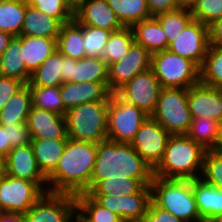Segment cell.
<instances>
[{"label":"cell","instance_id":"47","mask_svg":"<svg viewBox=\"0 0 222 222\" xmlns=\"http://www.w3.org/2000/svg\"><path fill=\"white\" fill-rule=\"evenodd\" d=\"M146 3L151 16L178 8L176 0H146Z\"/></svg>","mask_w":222,"mask_h":222},{"label":"cell","instance_id":"57","mask_svg":"<svg viewBox=\"0 0 222 222\" xmlns=\"http://www.w3.org/2000/svg\"><path fill=\"white\" fill-rule=\"evenodd\" d=\"M5 175V156L0 154V177Z\"/></svg>","mask_w":222,"mask_h":222},{"label":"cell","instance_id":"21","mask_svg":"<svg viewBox=\"0 0 222 222\" xmlns=\"http://www.w3.org/2000/svg\"><path fill=\"white\" fill-rule=\"evenodd\" d=\"M192 190L203 222H210L222 215V189L205 182L202 178H196L192 179Z\"/></svg>","mask_w":222,"mask_h":222},{"label":"cell","instance_id":"3","mask_svg":"<svg viewBox=\"0 0 222 222\" xmlns=\"http://www.w3.org/2000/svg\"><path fill=\"white\" fill-rule=\"evenodd\" d=\"M205 152L187 134L171 135L153 175L165 179L201 178Z\"/></svg>","mask_w":222,"mask_h":222},{"label":"cell","instance_id":"52","mask_svg":"<svg viewBox=\"0 0 222 222\" xmlns=\"http://www.w3.org/2000/svg\"><path fill=\"white\" fill-rule=\"evenodd\" d=\"M13 38L12 34L0 31V55L9 47Z\"/></svg>","mask_w":222,"mask_h":222},{"label":"cell","instance_id":"15","mask_svg":"<svg viewBox=\"0 0 222 222\" xmlns=\"http://www.w3.org/2000/svg\"><path fill=\"white\" fill-rule=\"evenodd\" d=\"M101 206L119 215L124 222H138L146 213L151 200L150 185H145L138 193L127 196L90 195Z\"/></svg>","mask_w":222,"mask_h":222},{"label":"cell","instance_id":"53","mask_svg":"<svg viewBox=\"0 0 222 222\" xmlns=\"http://www.w3.org/2000/svg\"><path fill=\"white\" fill-rule=\"evenodd\" d=\"M71 222H93L91 221L77 206L75 207L72 216Z\"/></svg>","mask_w":222,"mask_h":222},{"label":"cell","instance_id":"36","mask_svg":"<svg viewBox=\"0 0 222 222\" xmlns=\"http://www.w3.org/2000/svg\"><path fill=\"white\" fill-rule=\"evenodd\" d=\"M200 83L222 89V47L209 45L200 67Z\"/></svg>","mask_w":222,"mask_h":222},{"label":"cell","instance_id":"29","mask_svg":"<svg viewBox=\"0 0 222 222\" xmlns=\"http://www.w3.org/2000/svg\"><path fill=\"white\" fill-rule=\"evenodd\" d=\"M32 107L29 85L25 84L0 110V124L26 123Z\"/></svg>","mask_w":222,"mask_h":222},{"label":"cell","instance_id":"10","mask_svg":"<svg viewBox=\"0 0 222 222\" xmlns=\"http://www.w3.org/2000/svg\"><path fill=\"white\" fill-rule=\"evenodd\" d=\"M162 86L151 69L135 75L116 93L151 117L155 111Z\"/></svg>","mask_w":222,"mask_h":222},{"label":"cell","instance_id":"48","mask_svg":"<svg viewBox=\"0 0 222 222\" xmlns=\"http://www.w3.org/2000/svg\"><path fill=\"white\" fill-rule=\"evenodd\" d=\"M209 45L222 47V18L209 26Z\"/></svg>","mask_w":222,"mask_h":222},{"label":"cell","instance_id":"24","mask_svg":"<svg viewBox=\"0 0 222 222\" xmlns=\"http://www.w3.org/2000/svg\"><path fill=\"white\" fill-rule=\"evenodd\" d=\"M27 72L31 75L56 49L57 40L20 35Z\"/></svg>","mask_w":222,"mask_h":222},{"label":"cell","instance_id":"37","mask_svg":"<svg viewBox=\"0 0 222 222\" xmlns=\"http://www.w3.org/2000/svg\"><path fill=\"white\" fill-rule=\"evenodd\" d=\"M29 89L31 92L32 106L65 116L67 111L64 108L61 98L60 86H29Z\"/></svg>","mask_w":222,"mask_h":222},{"label":"cell","instance_id":"23","mask_svg":"<svg viewBox=\"0 0 222 222\" xmlns=\"http://www.w3.org/2000/svg\"><path fill=\"white\" fill-rule=\"evenodd\" d=\"M131 28L135 43L151 54L168 49L167 36L154 16L135 23Z\"/></svg>","mask_w":222,"mask_h":222},{"label":"cell","instance_id":"13","mask_svg":"<svg viewBox=\"0 0 222 222\" xmlns=\"http://www.w3.org/2000/svg\"><path fill=\"white\" fill-rule=\"evenodd\" d=\"M152 54L143 46L134 43L126 56L108 67V89L116 93L135 75L151 68Z\"/></svg>","mask_w":222,"mask_h":222},{"label":"cell","instance_id":"45","mask_svg":"<svg viewBox=\"0 0 222 222\" xmlns=\"http://www.w3.org/2000/svg\"><path fill=\"white\" fill-rule=\"evenodd\" d=\"M138 222H185L150 200L145 215Z\"/></svg>","mask_w":222,"mask_h":222},{"label":"cell","instance_id":"30","mask_svg":"<svg viewBox=\"0 0 222 222\" xmlns=\"http://www.w3.org/2000/svg\"><path fill=\"white\" fill-rule=\"evenodd\" d=\"M73 82L103 83L108 88V65L100 57H83L76 60Z\"/></svg>","mask_w":222,"mask_h":222},{"label":"cell","instance_id":"38","mask_svg":"<svg viewBox=\"0 0 222 222\" xmlns=\"http://www.w3.org/2000/svg\"><path fill=\"white\" fill-rule=\"evenodd\" d=\"M187 135L205 150H216L217 121L211 118H194Z\"/></svg>","mask_w":222,"mask_h":222},{"label":"cell","instance_id":"31","mask_svg":"<svg viewBox=\"0 0 222 222\" xmlns=\"http://www.w3.org/2000/svg\"><path fill=\"white\" fill-rule=\"evenodd\" d=\"M123 27H132L151 16L146 0H107Z\"/></svg>","mask_w":222,"mask_h":222},{"label":"cell","instance_id":"59","mask_svg":"<svg viewBox=\"0 0 222 222\" xmlns=\"http://www.w3.org/2000/svg\"><path fill=\"white\" fill-rule=\"evenodd\" d=\"M0 1H25V0H0Z\"/></svg>","mask_w":222,"mask_h":222},{"label":"cell","instance_id":"32","mask_svg":"<svg viewBox=\"0 0 222 222\" xmlns=\"http://www.w3.org/2000/svg\"><path fill=\"white\" fill-rule=\"evenodd\" d=\"M134 43V34L131 27H123L121 30L112 32L101 54V58L105 60L109 67L126 56Z\"/></svg>","mask_w":222,"mask_h":222},{"label":"cell","instance_id":"1","mask_svg":"<svg viewBox=\"0 0 222 222\" xmlns=\"http://www.w3.org/2000/svg\"><path fill=\"white\" fill-rule=\"evenodd\" d=\"M96 157L97 144L68 138L57 167L47 177L48 192L87 193Z\"/></svg>","mask_w":222,"mask_h":222},{"label":"cell","instance_id":"2","mask_svg":"<svg viewBox=\"0 0 222 222\" xmlns=\"http://www.w3.org/2000/svg\"><path fill=\"white\" fill-rule=\"evenodd\" d=\"M130 177L150 185L153 168L135 151L130 143L105 140L97 144V157L90 179V189L103 179Z\"/></svg>","mask_w":222,"mask_h":222},{"label":"cell","instance_id":"17","mask_svg":"<svg viewBox=\"0 0 222 222\" xmlns=\"http://www.w3.org/2000/svg\"><path fill=\"white\" fill-rule=\"evenodd\" d=\"M187 101L192 119H222V89L198 83L187 89Z\"/></svg>","mask_w":222,"mask_h":222},{"label":"cell","instance_id":"20","mask_svg":"<svg viewBox=\"0 0 222 222\" xmlns=\"http://www.w3.org/2000/svg\"><path fill=\"white\" fill-rule=\"evenodd\" d=\"M109 89L97 82H65L60 85V94L66 111L83 103L109 101Z\"/></svg>","mask_w":222,"mask_h":222},{"label":"cell","instance_id":"49","mask_svg":"<svg viewBox=\"0 0 222 222\" xmlns=\"http://www.w3.org/2000/svg\"><path fill=\"white\" fill-rule=\"evenodd\" d=\"M74 66H76V60L63 55V72H61L63 83L73 82Z\"/></svg>","mask_w":222,"mask_h":222},{"label":"cell","instance_id":"35","mask_svg":"<svg viewBox=\"0 0 222 222\" xmlns=\"http://www.w3.org/2000/svg\"><path fill=\"white\" fill-rule=\"evenodd\" d=\"M154 17L158 20L167 36L168 47L176 41L179 34L194 19L190 9L179 7L175 10L157 14Z\"/></svg>","mask_w":222,"mask_h":222},{"label":"cell","instance_id":"14","mask_svg":"<svg viewBox=\"0 0 222 222\" xmlns=\"http://www.w3.org/2000/svg\"><path fill=\"white\" fill-rule=\"evenodd\" d=\"M209 47V27L193 19L169 47L171 52L202 66Z\"/></svg>","mask_w":222,"mask_h":222},{"label":"cell","instance_id":"22","mask_svg":"<svg viewBox=\"0 0 222 222\" xmlns=\"http://www.w3.org/2000/svg\"><path fill=\"white\" fill-rule=\"evenodd\" d=\"M62 25L63 24L57 18L50 17L27 3L20 35L57 40Z\"/></svg>","mask_w":222,"mask_h":222},{"label":"cell","instance_id":"25","mask_svg":"<svg viewBox=\"0 0 222 222\" xmlns=\"http://www.w3.org/2000/svg\"><path fill=\"white\" fill-rule=\"evenodd\" d=\"M0 76L29 83L31 75L26 70L22 42L17 37L12 39L9 47L0 55Z\"/></svg>","mask_w":222,"mask_h":222},{"label":"cell","instance_id":"28","mask_svg":"<svg viewBox=\"0 0 222 222\" xmlns=\"http://www.w3.org/2000/svg\"><path fill=\"white\" fill-rule=\"evenodd\" d=\"M83 47V25L74 19L63 24L57 38V49L65 57L79 60L85 57Z\"/></svg>","mask_w":222,"mask_h":222},{"label":"cell","instance_id":"27","mask_svg":"<svg viewBox=\"0 0 222 222\" xmlns=\"http://www.w3.org/2000/svg\"><path fill=\"white\" fill-rule=\"evenodd\" d=\"M63 72V54L56 49L32 74L29 86H60Z\"/></svg>","mask_w":222,"mask_h":222},{"label":"cell","instance_id":"54","mask_svg":"<svg viewBox=\"0 0 222 222\" xmlns=\"http://www.w3.org/2000/svg\"><path fill=\"white\" fill-rule=\"evenodd\" d=\"M216 151L222 152V119L217 122Z\"/></svg>","mask_w":222,"mask_h":222},{"label":"cell","instance_id":"12","mask_svg":"<svg viewBox=\"0 0 222 222\" xmlns=\"http://www.w3.org/2000/svg\"><path fill=\"white\" fill-rule=\"evenodd\" d=\"M171 134L152 117L139 127L132 147L154 169L163 158Z\"/></svg>","mask_w":222,"mask_h":222},{"label":"cell","instance_id":"16","mask_svg":"<svg viewBox=\"0 0 222 222\" xmlns=\"http://www.w3.org/2000/svg\"><path fill=\"white\" fill-rule=\"evenodd\" d=\"M5 174L37 183L48 192L47 177L40 170L31 143L12 148L5 157Z\"/></svg>","mask_w":222,"mask_h":222},{"label":"cell","instance_id":"33","mask_svg":"<svg viewBox=\"0 0 222 222\" xmlns=\"http://www.w3.org/2000/svg\"><path fill=\"white\" fill-rule=\"evenodd\" d=\"M26 9L27 0L0 1V31L20 36Z\"/></svg>","mask_w":222,"mask_h":222},{"label":"cell","instance_id":"56","mask_svg":"<svg viewBox=\"0 0 222 222\" xmlns=\"http://www.w3.org/2000/svg\"><path fill=\"white\" fill-rule=\"evenodd\" d=\"M67 7L74 12L82 3L83 0H62Z\"/></svg>","mask_w":222,"mask_h":222},{"label":"cell","instance_id":"6","mask_svg":"<svg viewBox=\"0 0 222 222\" xmlns=\"http://www.w3.org/2000/svg\"><path fill=\"white\" fill-rule=\"evenodd\" d=\"M150 69L162 88L188 89L200 83V67L168 49L152 54Z\"/></svg>","mask_w":222,"mask_h":222},{"label":"cell","instance_id":"40","mask_svg":"<svg viewBox=\"0 0 222 222\" xmlns=\"http://www.w3.org/2000/svg\"><path fill=\"white\" fill-rule=\"evenodd\" d=\"M112 32L97 27L83 25V48L85 56L100 57Z\"/></svg>","mask_w":222,"mask_h":222},{"label":"cell","instance_id":"50","mask_svg":"<svg viewBox=\"0 0 222 222\" xmlns=\"http://www.w3.org/2000/svg\"><path fill=\"white\" fill-rule=\"evenodd\" d=\"M0 222H25V220L21 213L0 211Z\"/></svg>","mask_w":222,"mask_h":222},{"label":"cell","instance_id":"34","mask_svg":"<svg viewBox=\"0 0 222 222\" xmlns=\"http://www.w3.org/2000/svg\"><path fill=\"white\" fill-rule=\"evenodd\" d=\"M145 185L138 179L124 177L99 180L87 193L89 195L127 196L138 193Z\"/></svg>","mask_w":222,"mask_h":222},{"label":"cell","instance_id":"19","mask_svg":"<svg viewBox=\"0 0 222 222\" xmlns=\"http://www.w3.org/2000/svg\"><path fill=\"white\" fill-rule=\"evenodd\" d=\"M73 19L81 24L115 32L123 26L118 21L107 0H83L73 12Z\"/></svg>","mask_w":222,"mask_h":222},{"label":"cell","instance_id":"51","mask_svg":"<svg viewBox=\"0 0 222 222\" xmlns=\"http://www.w3.org/2000/svg\"><path fill=\"white\" fill-rule=\"evenodd\" d=\"M11 149L8 142L7 130H4L3 125L0 124V154L6 157Z\"/></svg>","mask_w":222,"mask_h":222},{"label":"cell","instance_id":"11","mask_svg":"<svg viewBox=\"0 0 222 222\" xmlns=\"http://www.w3.org/2000/svg\"><path fill=\"white\" fill-rule=\"evenodd\" d=\"M75 207V195L45 192L23 216L25 222H71Z\"/></svg>","mask_w":222,"mask_h":222},{"label":"cell","instance_id":"18","mask_svg":"<svg viewBox=\"0 0 222 222\" xmlns=\"http://www.w3.org/2000/svg\"><path fill=\"white\" fill-rule=\"evenodd\" d=\"M26 123L31 139H68L64 115L32 106Z\"/></svg>","mask_w":222,"mask_h":222},{"label":"cell","instance_id":"46","mask_svg":"<svg viewBox=\"0 0 222 222\" xmlns=\"http://www.w3.org/2000/svg\"><path fill=\"white\" fill-rule=\"evenodd\" d=\"M24 85L16 78L0 76V110Z\"/></svg>","mask_w":222,"mask_h":222},{"label":"cell","instance_id":"8","mask_svg":"<svg viewBox=\"0 0 222 222\" xmlns=\"http://www.w3.org/2000/svg\"><path fill=\"white\" fill-rule=\"evenodd\" d=\"M151 117L171 135L187 134L192 122L187 89L162 88Z\"/></svg>","mask_w":222,"mask_h":222},{"label":"cell","instance_id":"7","mask_svg":"<svg viewBox=\"0 0 222 222\" xmlns=\"http://www.w3.org/2000/svg\"><path fill=\"white\" fill-rule=\"evenodd\" d=\"M149 116L135 105L126 102L117 93H110L106 132L107 140L131 143L139 127Z\"/></svg>","mask_w":222,"mask_h":222},{"label":"cell","instance_id":"26","mask_svg":"<svg viewBox=\"0 0 222 222\" xmlns=\"http://www.w3.org/2000/svg\"><path fill=\"white\" fill-rule=\"evenodd\" d=\"M30 143L40 170L48 177L57 167L67 140L31 139Z\"/></svg>","mask_w":222,"mask_h":222},{"label":"cell","instance_id":"39","mask_svg":"<svg viewBox=\"0 0 222 222\" xmlns=\"http://www.w3.org/2000/svg\"><path fill=\"white\" fill-rule=\"evenodd\" d=\"M76 206L93 222H124L112 211L101 206L88 193L75 195Z\"/></svg>","mask_w":222,"mask_h":222},{"label":"cell","instance_id":"41","mask_svg":"<svg viewBox=\"0 0 222 222\" xmlns=\"http://www.w3.org/2000/svg\"><path fill=\"white\" fill-rule=\"evenodd\" d=\"M201 178L205 182L222 189V152L206 150Z\"/></svg>","mask_w":222,"mask_h":222},{"label":"cell","instance_id":"9","mask_svg":"<svg viewBox=\"0 0 222 222\" xmlns=\"http://www.w3.org/2000/svg\"><path fill=\"white\" fill-rule=\"evenodd\" d=\"M44 193L37 183L5 174L0 177V211L24 214Z\"/></svg>","mask_w":222,"mask_h":222},{"label":"cell","instance_id":"58","mask_svg":"<svg viewBox=\"0 0 222 222\" xmlns=\"http://www.w3.org/2000/svg\"><path fill=\"white\" fill-rule=\"evenodd\" d=\"M210 222H222V215L214 218L213 220H211Z\"/></svg>","mask_w":222,"mask_h":222},{"label":"cell","instance_id":"42","mask_svg":"<svg viewBox=\"0 0 222 222\" xmlns=\"http://www.w3.org/2000/svg\"><path fill=\"white\" fill-rule=\"evenodd\" d=\"M191 14L195 20L209 27L222 18V0H198Z\"/></svg>","mask_w":222,"mask_h":222},{"label":"cell","instance_id":"55","mask_svg":"<svg viewBox=\"0 0 222 222\" xmlns=\"http://www.w3.org/2000/svg\"><path fill=\"white\" fill-rule=\"evenodd\" d=\"M198 0H176L177 6L179 8L192 9V7L197 3Z\"/></svg>","mask_w":222,"mask_h":222},{"label":"cell","instance_id":"5","mask_svg":"<svg viewBox=\"0 0 222 222\" xmlns=\"http://www.w3.org/2000/svg\"><path fill=\"white\" fill-rule=\"evenodd\" d=\"M109 101L77 105L65 114L70 139L98 144L107 140L106 122Z\"/></svg>","mask_w":222,"mask_h":222},{"label":"cell","instance_id":"4","mask_svg":"<svg viewBox=\"0 0 222 222\" xmlns=\"http://www.w3.org/2000/svg\"><path fill=\"white\" fill-rule=\"evenodd\" d=\"M151 200L185 222H203L199 216L192 180L153 177Z\"/></svg>","mask_w":222,"mask_h":222},{"label":"cell","instance_id":"43","mask_svg":"<svg viewBox=\"0 0 222 222\" xmlns=\"http://www.w3.org/2000/svg\"><path fill=\"white\" fill-rule=\"evenodd\" d=\"M27 3L40 12L57 18L62 24L73 20V12L62 0H27Z\"/></svg>","mask_w":222,"mask_h":222},{"label":"cell","instance_id":"44","mask_svg":"<svg viewBox=\"0 0 222 222\" xmlns=\"http://www.w3.org/2000/svg\"><path fill=\"white\" fill-rule=\"evenodd\" d=\"M3 128L7 130L8 142L11 148L30 143L31 137L27 123H12L3 125Z\"/></svg>","mask_w":222,"mask_h":222}]
</instances>
